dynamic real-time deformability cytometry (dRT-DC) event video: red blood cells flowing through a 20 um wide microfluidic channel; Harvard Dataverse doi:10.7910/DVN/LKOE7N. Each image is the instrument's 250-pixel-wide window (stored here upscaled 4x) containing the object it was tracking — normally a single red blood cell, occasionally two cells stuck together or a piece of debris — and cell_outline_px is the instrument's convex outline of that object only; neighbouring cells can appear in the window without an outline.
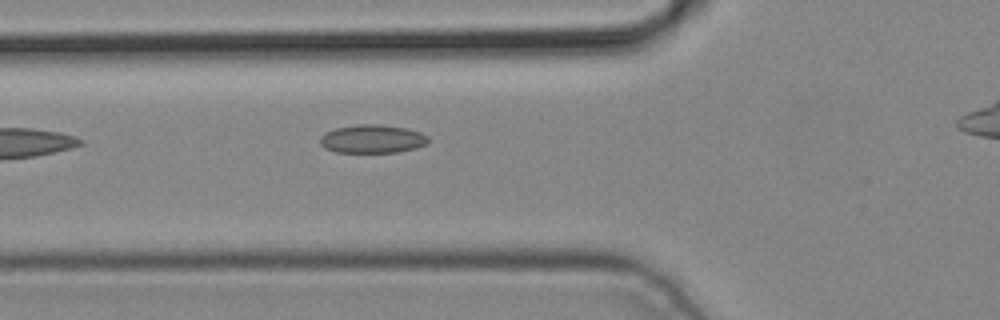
{"species": "common noctule bat (a hibernating species)", "species_latin": "Nyctalus noctula", "temperature_condition": "cold", "stored_images_in_passage": 6, "camera_frame_rate_fps": 3000, "um_per_image_px": 0.085, "animal": {"sex": "male", "body_mass_g": 19.2, "forearm_length_mm": 51.8}, "frame": {"image": 1, "passage_image": 5, "time_ms": 1.333, "image_size_px": [1000, 320], "cell_outline_px": [[428, 144], [416, 148], [400, 152], [336, 152], [324, 148], [320, 144], [320, 136], [324, 132], [336, 128], [356, 124], [380, 124], [408, 128], [420, 132], [428, 136]], "centroid_in_image_um": [31.65, 11.8], "position_along_channel_um": 94.1, "area_um2": 18.15}}